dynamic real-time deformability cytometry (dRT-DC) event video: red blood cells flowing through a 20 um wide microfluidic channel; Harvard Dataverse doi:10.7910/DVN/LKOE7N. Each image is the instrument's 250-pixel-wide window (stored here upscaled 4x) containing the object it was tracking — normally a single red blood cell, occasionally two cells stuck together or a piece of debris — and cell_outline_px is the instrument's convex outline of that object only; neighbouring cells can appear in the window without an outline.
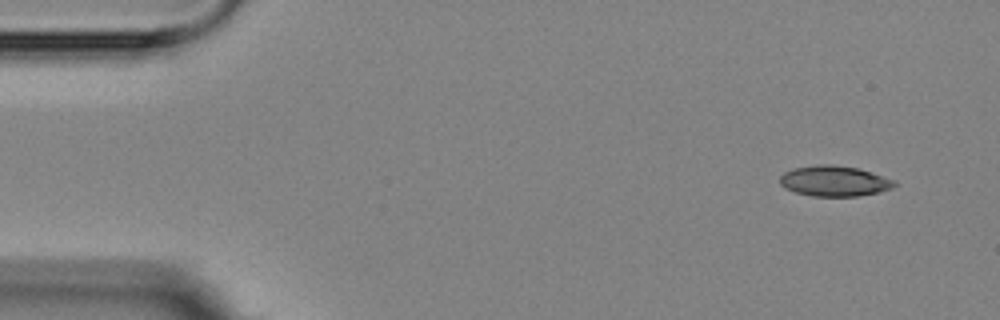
{"species": "Egyptian fruit bat (a non-hibernating species)", "species_latin": "Rousettus aegyptiacus", "temperature_condition": "room temperature", "stored_images_in_passage": 5, "camera_frame_rate_fps": 3000, "um_per_image_px": 0.085, "animal": {"sex": "female"}, "frame": {"image": 1, "passage_image": 1, "time_ms": 0.0, "image_size_px": [1000, 320], "cell_outline_px": [[900, 184], [892, 188], [880, 192], [856, 196], [812, 196], [796, 192], [784, 188], [780, 184], [780, 176], [784, 172], [792, 168], [816, 164], [832, 164], [856, 168], [896, 180]], "centroid_in_image_um": [70.92, 15.38], "position_along_channel_um": 14.1, "area_um2": 20.52}}